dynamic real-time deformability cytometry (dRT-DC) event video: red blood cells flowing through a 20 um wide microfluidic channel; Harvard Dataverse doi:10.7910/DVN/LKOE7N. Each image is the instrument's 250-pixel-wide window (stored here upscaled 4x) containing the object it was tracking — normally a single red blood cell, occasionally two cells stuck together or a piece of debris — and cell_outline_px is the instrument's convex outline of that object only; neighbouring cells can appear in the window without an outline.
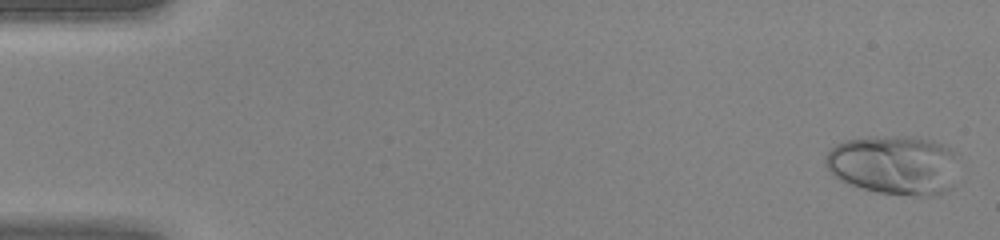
{"species": "human", "species_latin": "Homo sapiens", "temperature_condition": "warm", "stored_images_in_passage": 46, "camera_frame_rate_fps": 3000, "um_per_image_px": 0.085, "donor": {"sex": "female"}, "frame": {"image": 1, "passage_image": 2, "time_ms": 0.333, "image_size_px": [1000, 240], "cell_outline_px": [[956, 152], [952, 188], [944, 192], [932, 196], [920, 196], [880, 192], [864, 188], [840, 180], [824, 164], [824, 156], [836, 144], [844, 140], [868, 136], [916, 136], [932, 140], [944, 144]], "centroid_in_image_um": [75.99, 13.99], "position_along_channel_um": 9.0, "area_um2": 46.12}}
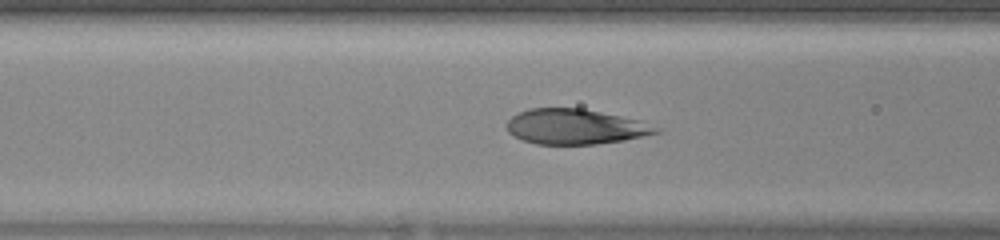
{"frame": {"image": 2, "passage_image": 19, "time_ms": 6.0, "image_size_px": [1000, 240], "cell_outline_px": [[664, 128], [660, 132], [644, 136], [624, 140], [596, 144], [536, 144], [512, 136], [508, 132], [508, 120], [512, 116], [528, 108], [580, 108], [640, 120]], "centroid_in_image_um": [48.94, 10.77], "position_along_channel_um": 117.7, "area_um2": 30.63}}
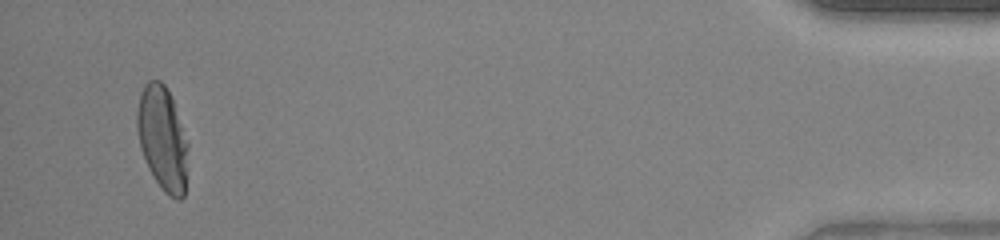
{"frame": {"image": 3, "passage_image": 44, "time_ms": 14.333, "image_size_px": [1000, 240], "cell_outline_px": [[188, 148], [184, 196], [180, 200], [176, 200], [164, 192], [152, 176], [148, 168], [140, 148], [136, 128], [136, 112], [140, 92], [144, 84], [148, 80], [160, 80], [164, 84], [172, 100], [188, 144]], "centroid_in_image_um": [13.78, 11.78], "position_along_channel_um": 421.4, "area_um2": 30.92}}